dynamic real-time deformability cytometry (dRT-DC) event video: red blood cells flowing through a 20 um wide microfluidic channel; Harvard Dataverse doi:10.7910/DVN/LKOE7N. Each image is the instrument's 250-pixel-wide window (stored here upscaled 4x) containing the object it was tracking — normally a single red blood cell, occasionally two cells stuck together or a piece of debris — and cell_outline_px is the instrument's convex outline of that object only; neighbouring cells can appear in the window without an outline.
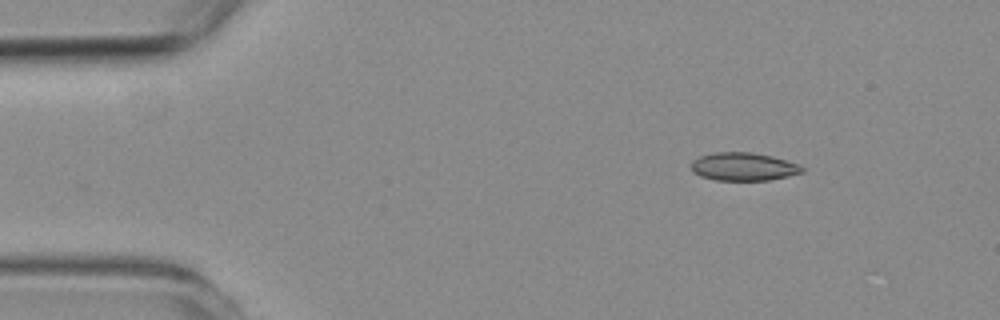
{"species": "common noctule bat (a hibernating species)", "species_latin": "Nyctalus noctula", "temperature_condition": "room temperature", "stored_images_in_passage": 15, "camera_frame_rate_fps": 3000, "um_per_image_px": 0.085, "animal": {"sex": "female", "body_mass_g": 19.3, "forearm_length_mm": 54.1}, "frame": {"image": 1, "passage_image": 1, "time_ms": 0.0, "image_size_px": [1000, 320], "cell_outline_px": [[804, 172], [788, 176], [768, 180], [716, 180], [700, 176], [692, 172], [692, 160], [700, 156], [712, 152], [752, 152], [772, 156], [800, 164], [804, 168]], "centroid_in_image_um": [63.2, 14.16], "position_along_channel_um": 21.8, "area_um2": 18.26}}
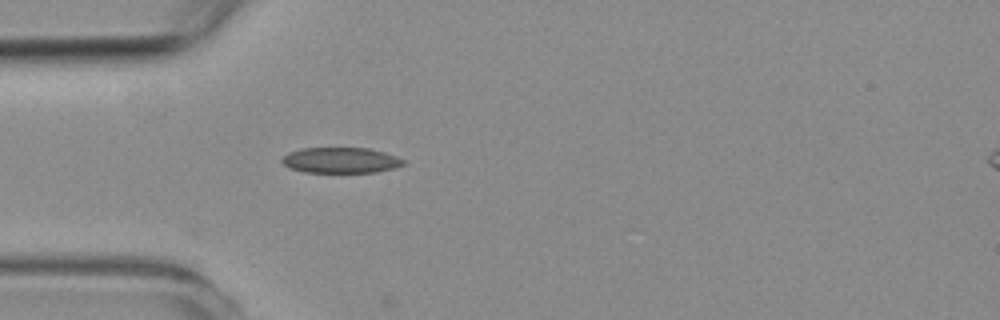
{"frame": {"image": 2, "passage_image": 10, "time_ms": 3.0, "image_size_px": [1000, 320], "cell_outline_px": [[404, 164], [392, 168], [376, 172], [304, 172], [292, 168], [284, 164], [280, 160], [288, 152], [300, 148], [368, 148], [384, 152], [396, 156], [404, 160]], "centroid_in_image_um": [28.94, 13.61], "position_along_channel_um": 56.1, "area_um2": 17.98}}
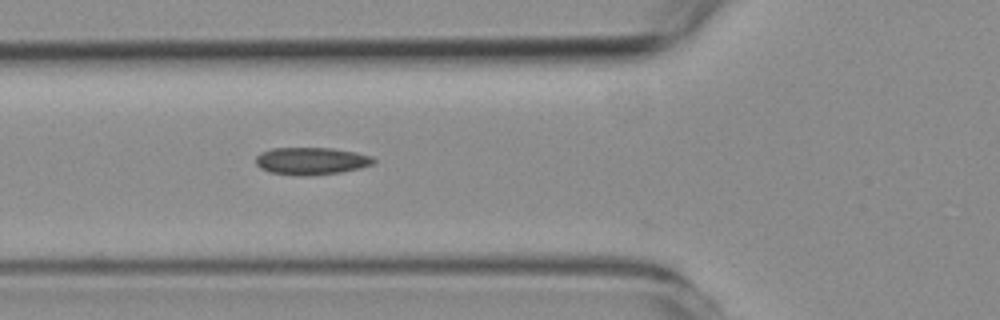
{"frame": {"image": 3, "passage_image": 14, "time_ms": 4.333, "image_size_px": [1000, 320], "cell_outline_px": [[376, 160], [372, 164], [360, 168], [340, 172], [308, 176], [296, 176], [272, 172], [260, 168], [256, 164], [256, 156], [260, 152], [272, 148], [332, 148], [356, 152], [372, 156]], "centroid_in_image_um": [26.45, 13.68], "position_along_channel_um": 99.3, "area_um2": 18.84}}